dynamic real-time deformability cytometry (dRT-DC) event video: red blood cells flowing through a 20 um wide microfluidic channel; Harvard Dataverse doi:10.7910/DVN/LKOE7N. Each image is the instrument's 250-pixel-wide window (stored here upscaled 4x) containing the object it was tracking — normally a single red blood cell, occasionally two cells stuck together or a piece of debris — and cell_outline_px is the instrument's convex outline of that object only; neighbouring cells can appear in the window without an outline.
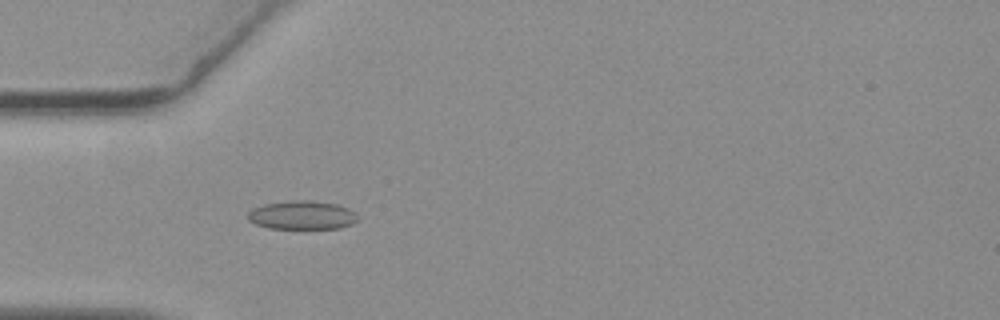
{"species": "common noctule bat (a hibernating species)", "species_latin": "Nyctalus noctula", "temperature_condition": "warm", "stored_images_in_passage": 56, "camera_frame_rate_fps": 3000, "um_per_image_px": 0.085, "animal": {"sex": "female", "body_mass_g": 19.3, "forearm_length_mm": 54.1}, "frame": {"image": 1, "passage_image": 17, "time_ms": 5.333, "image_size_px": [1000, 320], "cell_outline_px": [[356, 220], [352, 224], [340, 228], [268, 228], [256, 224], [248, 220], [248, 212], [252, 208], [264, 204], [292, 200], [308, 200], [336, 204], [348, 208], [356, 212]], "centroid_in_image_um": [25.66, 18.28], "position_along_channel_um": 59.3, "area_um2": 18.26}}
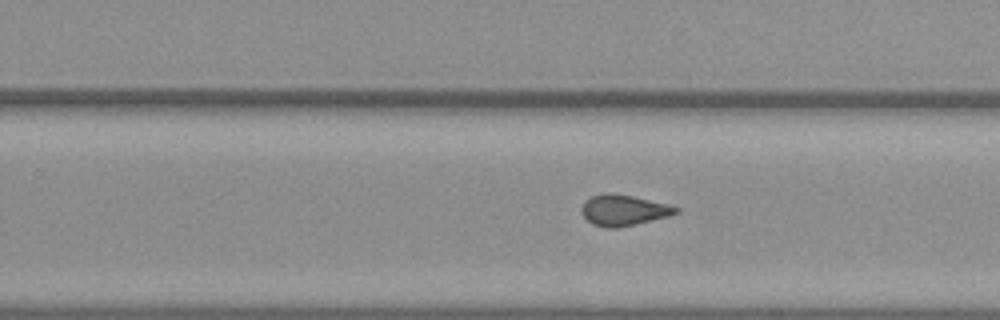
{"frame": {"image": 2, "passage_image": 35, "time_ms": 11.333, "image_size_px": [1000, 320], "cell_outline_px": [[680, 212], [668, 216], [636, 224], [616, 228], [604, 228], [592, 224], [584, 216], [580, 208], [584, 200], [592, 196], [604, 192], [612, 192], [632, 196], [668, 204], [680, 208]], "centroid_in_image_um": [52.98, 17.86], "position_along_channel_um": 276.8, "area_um2": 17.11}}
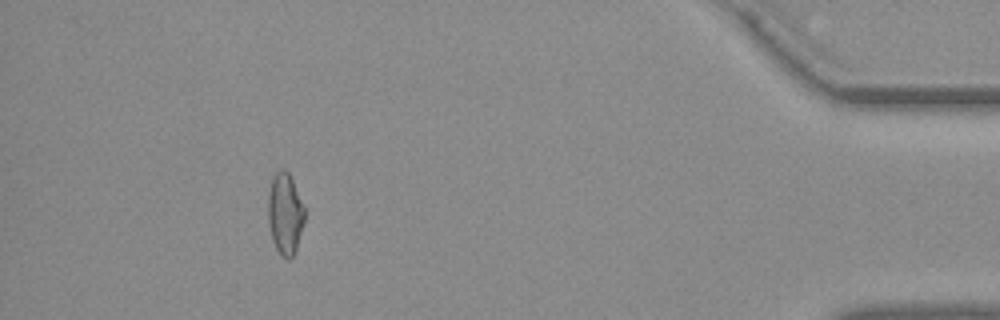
{"frame": {"image": 3, "passage_image": 51, "time_ms": 16.667, "image_size_px": [1000, 320], "cell_outline_px": [[304, 220], [296, 248], [292, 256], [288, 260], [280, 256], [272, 240], [268, 224], [268, 192], [272, 176], [276, 172], [284, 168], [288, 172], [292, 180], [304, 208]], "centroid_in_image_um": [24.2, 18.17], "position_along_channel_um": 411.0, "area_um2": 17.22}, "authors_computed_cell_mechanics": {"area_um2": 17.34, "velocity_mm_per_s": 3.6772, "shape_relaxation_time_tau1_ms": null, "shape_relaxation_time_tau2_ms": 1.9959, "deformation_change_tau1": null, "deformation_change_tau2": 0.0732}}